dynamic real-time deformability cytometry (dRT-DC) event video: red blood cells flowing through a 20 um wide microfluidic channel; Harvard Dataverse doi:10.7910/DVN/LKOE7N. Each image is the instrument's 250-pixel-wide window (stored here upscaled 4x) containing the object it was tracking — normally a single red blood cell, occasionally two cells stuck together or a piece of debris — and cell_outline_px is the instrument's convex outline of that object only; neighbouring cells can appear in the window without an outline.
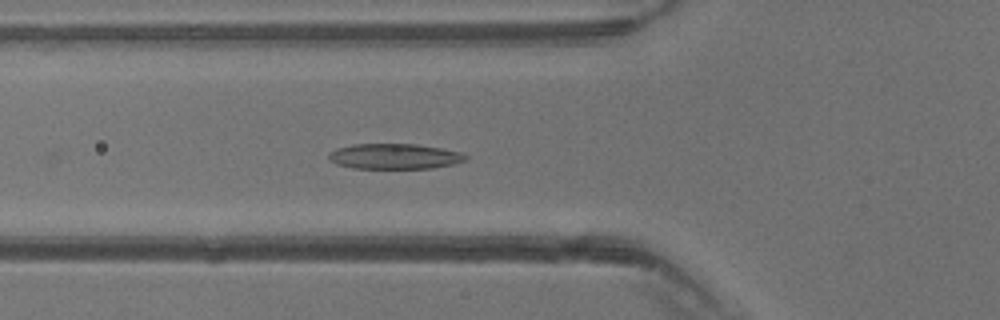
{"species": "common noctule bat (a hibernating species)", "species_latin": "Nyctalus noctula", "temperature_condition": "warm", "stored_images_in_passage": 26, "camera_frame_rate_fps": 3000, "um_per_image_px": 0.085, "animal": {"sex": "male", "body_mass_g": 13.3}, "frame": {"image": 1, "passage_image": 14, "time_ms": 4.333, "image_size_px": [1000, 320], "cell_outline_px": [[468, 160], [452, 164], [432, 168], [352, 168], [336, 164], [328, 160], [328, 152], [336, 148], [352, 144], [416, 144], [440, 148], [460, 152], [468, 156]], "centroid_in_image_um": [33.49, 13.29], "position_along_channel_um": 92.3, "area_um2": 20.35}}
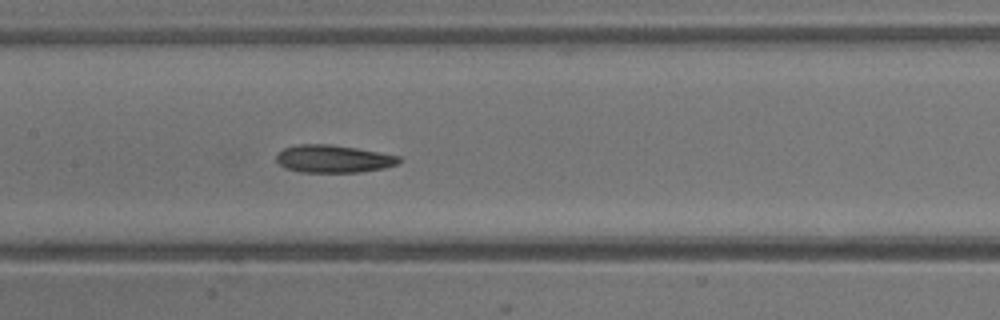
{"frame": {"image": 2, "passage_image": 19, "time_ms": 6.0, "image_size_px": [1000, 320], "cell_outline_px": [[404, 160], [396, 164], [384, 168], [360, 172], [300, 172], [284, 168], [276, 160], [276, 156], [284, 148], [300, 144], [332, 144], [356, 148], [400, 156]], "centroid_in_image_um": [28.35, 13.5], "position_along_channel_um": 179.1, "area_um2": 19.77}}
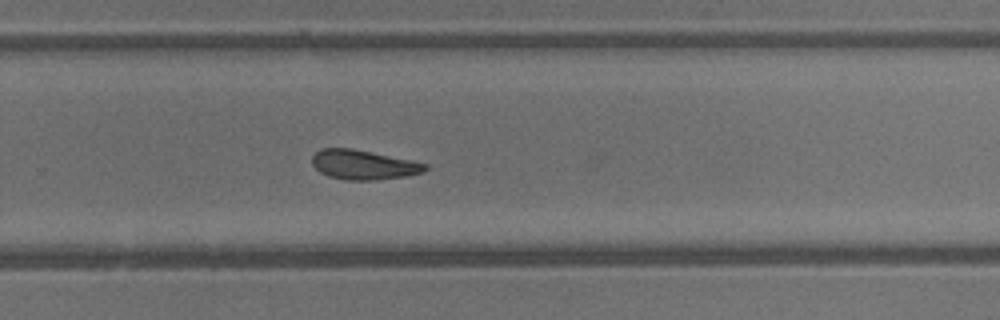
{"frame": {"image": 3, "passage_image": 26, "time_ms": 8.333, "image_size_px": [1000, 320], "cell_outline_px": [[428, 168], [424, 172], [404, 176], [376, 180], [348, 180], [328, 176], [320, 172], [312, 164], [312, 156], [320, 148], [352, 148], [428, 164]], "centroid_in_image_um": [30.87, 14.0], "position_along_channel_um": 298.9, "area_um2": 19.31}}